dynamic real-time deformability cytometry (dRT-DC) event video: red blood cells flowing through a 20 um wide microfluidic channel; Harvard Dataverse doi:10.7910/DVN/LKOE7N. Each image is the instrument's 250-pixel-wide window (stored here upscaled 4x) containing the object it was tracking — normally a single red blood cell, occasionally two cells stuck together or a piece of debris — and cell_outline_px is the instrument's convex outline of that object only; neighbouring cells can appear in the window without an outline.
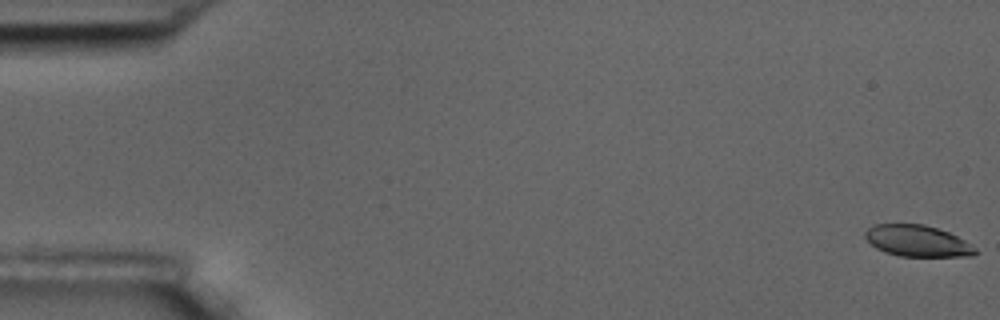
{"species": "common noctule bat (a hibernating species)", "species_latin": "Nyctalus noctula", "temperature_condition": "room temperature", "stored_images_in_passage": 6, "camera_frame_rate_fps": 3000, "um_per_image_px": 0.085, "animal": {"sex": "male", "body_mass_g": 17.5, "forearm_length_mm": 52.3}, "frame": {"image": 1, "passage_image": 1, "time_ms": 0.0, "image_size_px": [1000, 320], "cell_outline_px": [[980, 252], [972, 256], [900, 256], [884, 252], [876, 248], [864, 236], [864, 232], [872, 224], [924, 224], [948, 232], [972, 244]], "centroid_in_image_um": [77.99, 20.48], "position_along_channel_um": 7.0, "area_um2": 20.17}}
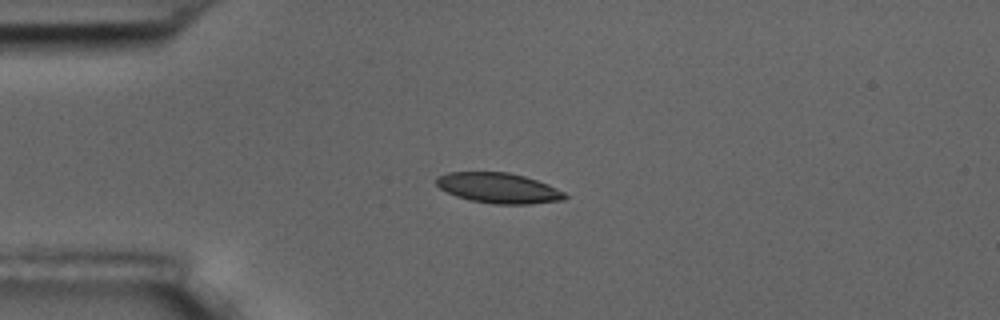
{"frame": {"image": 2, "passage_image": 5, "time_ms": 4.667, "image_size_px": [1000, 320], "cell_outline_px": [[568, 196], [564, 200], [528, 204], [492, 204], [472, 200], [456, 196], [440, 188], [436, 184], [436, 176], [448, 172], [508, 172], [524, 176], [548, 184], [564, 192]], "centroid_in_image_um": [42.37, 15.98], "position_along_channel_um": 42.6, "area_um2": 22.66}}